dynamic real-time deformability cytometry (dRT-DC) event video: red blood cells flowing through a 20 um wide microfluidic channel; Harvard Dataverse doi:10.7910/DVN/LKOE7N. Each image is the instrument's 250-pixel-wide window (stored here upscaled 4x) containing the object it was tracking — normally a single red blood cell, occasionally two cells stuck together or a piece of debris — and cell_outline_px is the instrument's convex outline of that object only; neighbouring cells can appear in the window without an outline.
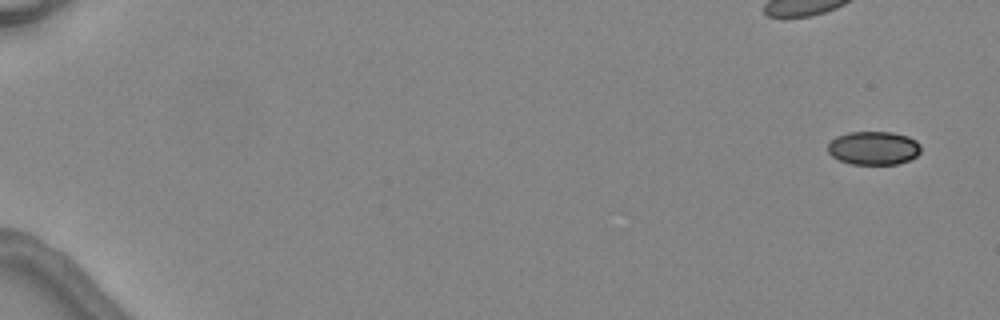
{"species": "common noctule bat (a hibernating species)", "species_latin": "Nyctalus noctula", "temperature_condition": "warm", "stored_images_in_passage": 5, "camera_frame_rate_fps": 3000, "um_per_image_px": 0.085, "animal": {"sex": "female", "body_mass_g": 24.6, "forearm_length_mm": 56.2}, "frame": {"image": 1, "passage_image": 1, "time_ms": 0.0, "image_size_px": [1000, 320], "cell_outline_px": [[920, 152], [916, 156], [908, 160], [896, 164], [852, 164], [840, 160], [832, 156], [828, 152], [828, 144], [836, 136], [848, 132], [892, 132], [908, 136], [916, 140], [920, 144]], "centroid_in_image_um": [74.26, 12.57], "position_along_channel_um": 10.7, "area_um2": 18.15}}